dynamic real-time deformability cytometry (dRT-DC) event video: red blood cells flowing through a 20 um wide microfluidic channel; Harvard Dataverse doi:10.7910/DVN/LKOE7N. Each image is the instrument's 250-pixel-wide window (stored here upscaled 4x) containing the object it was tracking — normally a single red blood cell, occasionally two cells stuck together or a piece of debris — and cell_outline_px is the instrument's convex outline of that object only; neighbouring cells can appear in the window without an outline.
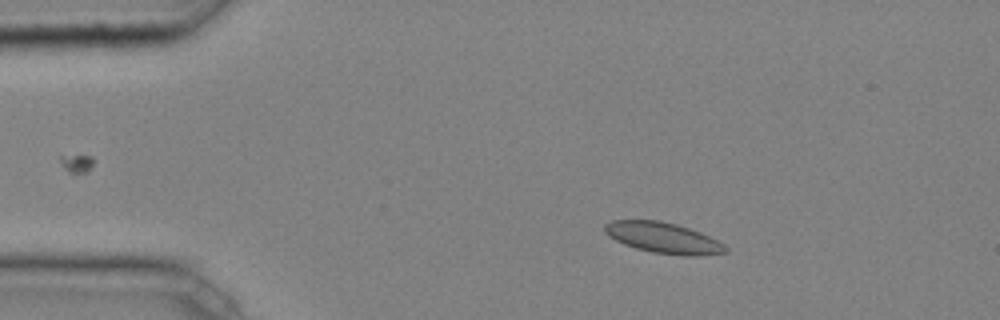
{"species": "common noctule bat (a hibernating species)", "species_latin": "Nyctalus noctula", "temperature_condition": "cold", "stored_images_in_passage": 5, "camera_frame_rate_fps": 3000, "um_per_image_px": 0.085, "animal": {"sex": "male", "body_mass_g": 20.4}, "frame": {"image": 1, "passage_image": 1, "time_ms": 0.0, "image_size_px": [1000, 320], "cell_outline_px": [[728, 252], [700, 256], [684, 256], [652, 252], [636, 248], [624, 244], [608, 236], [604, 232], [604, 224], [612, 220], [660, 220], [676, 224], [700, 232], [724, 244], [728, 248]], "centroid_in_image_um": [56.37, 20.22], "position_along_channel_um": 28.6, "area_um2": 21.73}}
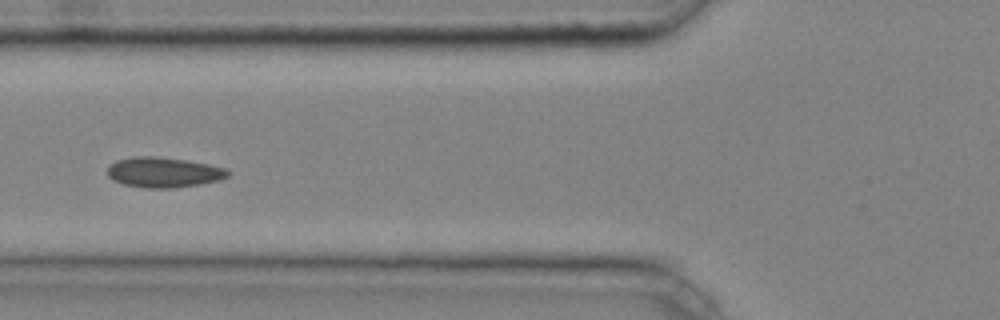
{"frame": {"image": 2, "passage_image": 4, "time_ms": 1.0, "image_size_px": [1000, 320], "cell_outline_px": [[232, 172], [228, 176], [220, 180], [200, 184], [172, 188], [148, 188], [124, 184], [112, 180], [108, 176], [108, 164], [116, 160], [132, 156], [156, 156], [188, 160], [208, 164], [224, 168]], "centroid_in_image_um": [13.89, 14.63], "position_along_channel_um": 111.9, "area_um2": 21.39}}
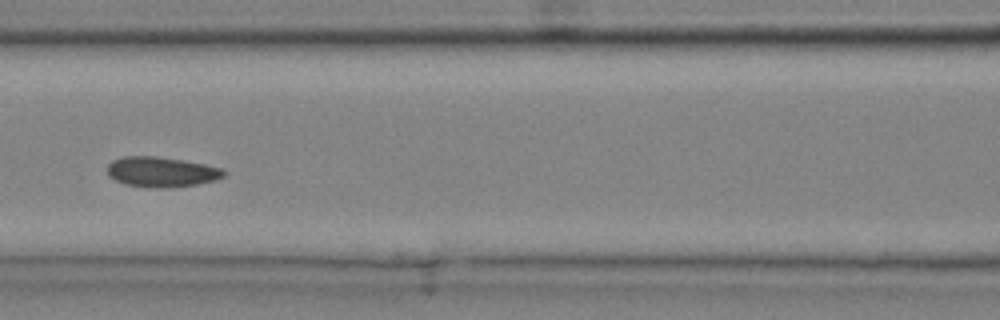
{"frame": {"image": 3, "passage_image": 5, "time_ms": 1.333, "image_size_px": [1000, 320], "cell_outline_px": [[228, 172], [224, 176], [216, 180], [196, 184], [168, 188], [156, 188], [124, 184], [108, 176], [108, 164], [112, 160], [124, 156], [156, 156], [204, 164], [224, 168]], "centroid_in_image_um": [13.74, 14.61], "position_along_channel_um": 152.9, "area_um2": 20.52}}